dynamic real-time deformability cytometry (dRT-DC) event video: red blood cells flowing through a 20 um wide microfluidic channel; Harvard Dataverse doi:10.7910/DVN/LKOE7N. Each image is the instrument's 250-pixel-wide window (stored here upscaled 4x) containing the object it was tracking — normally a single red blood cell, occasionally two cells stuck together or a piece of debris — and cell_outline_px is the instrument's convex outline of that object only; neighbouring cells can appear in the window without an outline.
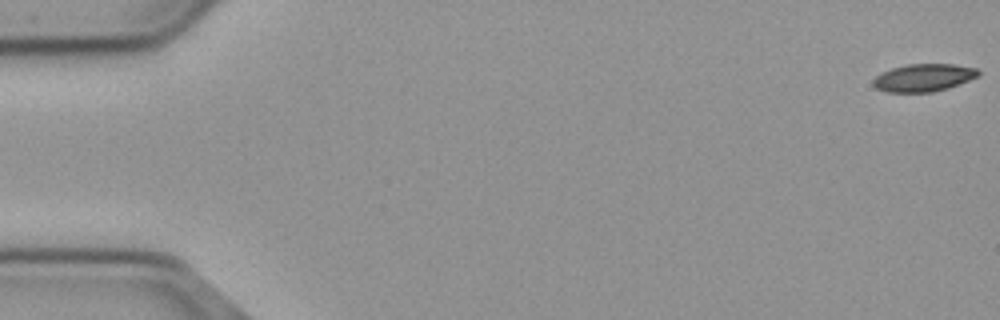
{"species": "common noctule bat (a hibernating species)", "species_latin": "Nyctalus noctula", "temperature_condition": "cold", "stored_images_in_passage": 56, "camera_frame_rate_fps": 3000, "um_per_image_px": 0.085, "animal": {"sex": "male", "body_mass_g": 23.1, "forearm_length_mm": 52.7}, "frame": {"image": 1, "passage_image": 1, "time_ms": 0.0, "image_size_px": [1000, 320], "cell_outline_px": [[980, 76], [948, 88], [932, 92], [888, 92], [876, 88], [872, 84], [872, 80], [880, 72], [892, 68], [908, 64], [952, 64], [976, 68], [980, 72]], "centroid_in_image_um": [78.5, 6.6], "position_along_channel_um": 6.5, "area_um2": 16.99}}
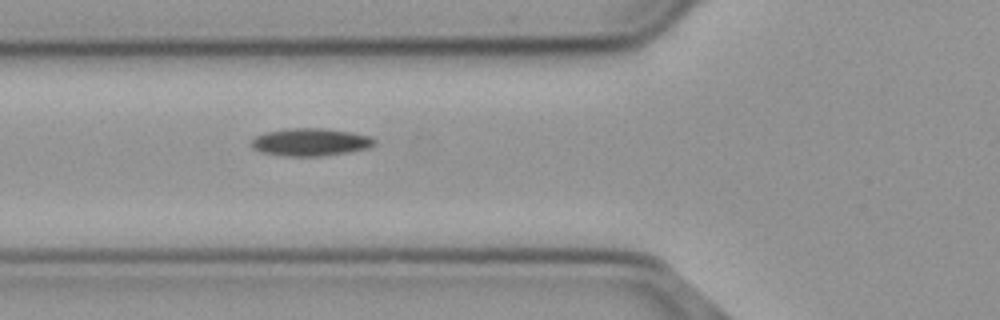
{"frame": {"image": 2, "passage_image": 21, "time_ms": 6.667, "image_size_px": [1000, 320], "cell_outline_px": [[376, 144], [372, 148], [348, 152], [320, 156], [284, 156], [260, 152], [252, 148], [252, 140], [256, 136], [268, 132], [288, 128], [324, 128], [348, 132], [368, 136], [376, 140]], "centroid_in_image_um": [26.41, 12.09], "position_along_channel_um": 99.4, "area_um2": 19.77}}
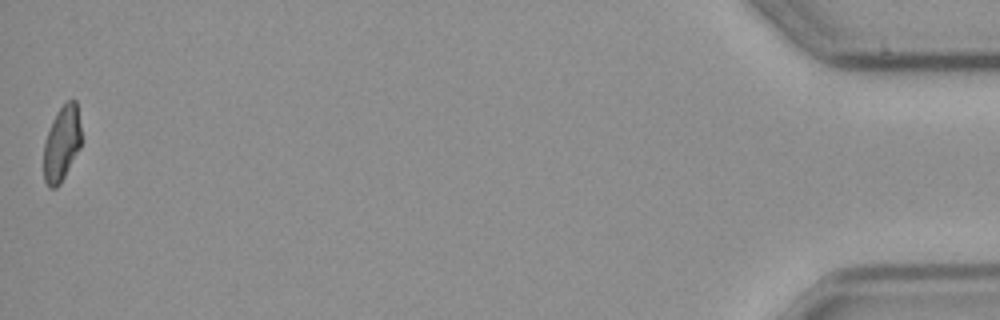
{"frame": {"image": 3, "passage_image": 56, "time_ms": 18.333, "image_size_px": [1000, 320], "cell_outline_px": [[80, 148], [60, 184], [56, 188], [48, 188], [44, 180], [44, 140], [52, 120], [56, 112], [68, 100], [76, 100], [80, 124]], "centroid_in_image_um": [5.23, 12.21], "position_along_channel_um": 430.0, "area_um2": 16.47}, "authors_computed_cell_mechanics": {"area_um2": 18.0336, "velocity_mm_per_s": 3.7001, "shape_relaxation_time_tau1_ms": 7.9366, "shape_relaxation_time_tau2_ms": null, "deformation_change_tau1": 0.1737, "deformation_change_tau2": null}}